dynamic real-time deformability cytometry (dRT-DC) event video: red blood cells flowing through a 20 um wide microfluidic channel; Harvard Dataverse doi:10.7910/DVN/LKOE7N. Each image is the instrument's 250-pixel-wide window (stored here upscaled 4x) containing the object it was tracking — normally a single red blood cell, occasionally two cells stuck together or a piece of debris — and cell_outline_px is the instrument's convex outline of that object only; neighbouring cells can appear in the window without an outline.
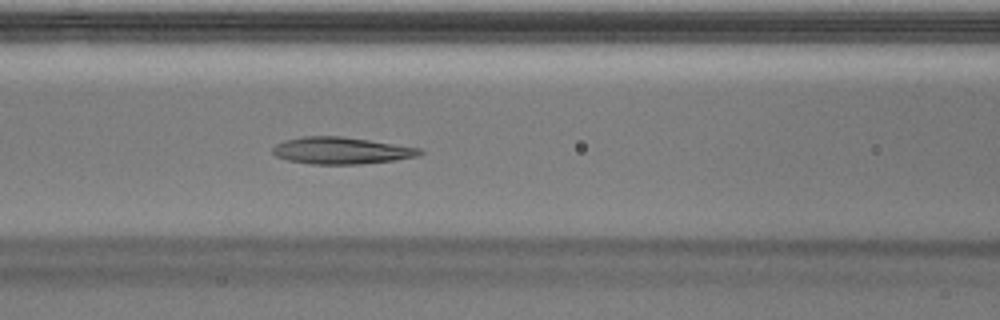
{"species": "Egyptian fruit bat (a non-hibernating species)", "species_latin": "Rousettus aegyptiacus", "temperature_condition": "warm", "stored_images_in_passage": 49, "camera_frame_rate_fps": 3000, "um_per_image_px": 0.085, "animal": {"sex": "male"}, "frame": {"image": 1, "passage_image": 20, "time_ms": 6.333, "image_size_px": [1000, 320], "cell_outline_px": [[424, 152], [416, 156], [392, 160], [360, 164], [312, 164], [288, 160], [276, 156], [272, 152], [272, 148], [276, 144], [284, 140], [304, 136], [340, 136], [368, 140], [420, 148]], "centroid_in_image_um": [28.96, 12.79], "position_along_channel_um": 137.6, "area_um2": 22.77}}
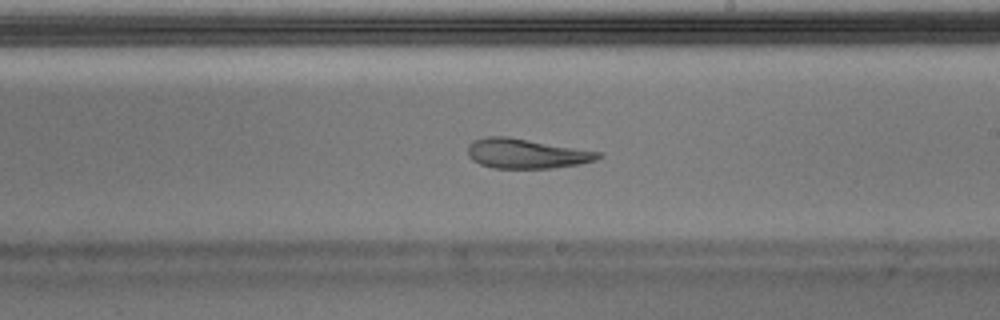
{"frame": {"image": 2, "passage_image": 28, "time_ms": 9.0, "image_size_px": [1000, 320], "cell_outline_px": [[600, 156], [596, 160], [580, 164], [552, 168], [492, 168], [480, 164], [472, 160], [468, 156], [468, 144], [472, 140], [488, 136], [508, 136], [600, 152]], "centroid_in_image_um": [44.68, 13.05], "position_along_channel_um": 244.3, "area_um2": 22.6}}
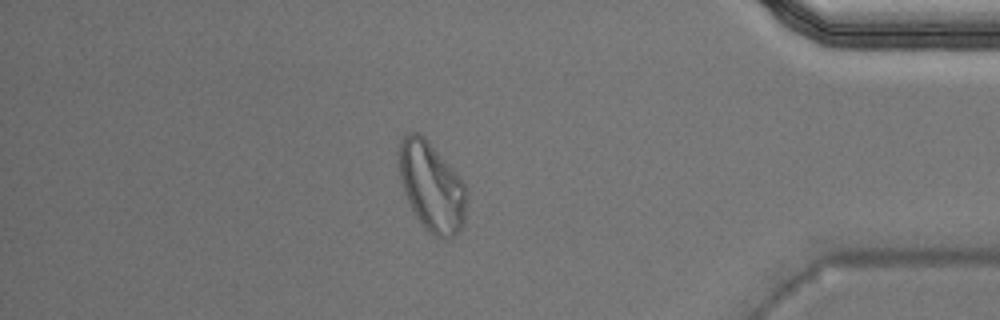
{"frame": {"image": 3, "passage_image": 42, "time_ms": 13.667, "image_size_px": [1000, 320], "cell_outline_px": [[468, 196], [464, 224], [460, 232], [452, 240], [444, 240], [436, 236], [424, 228], [416, 216], [400, 184], [400, 144], [404, 136], [408, 132], [420, 132], [428, 140], [460, 176], [468, 192]], "centroid_in_image_um": [36.74, 15.91], "position_along_channel_um": 398.5, "area_um2": 35.6}, "authors_computed_cell_mechanics": {"area_um2": 24.4494, "velocity_mm_per_s": 4.0042, "shape_relaxation_time_tau1_ms": null, "shape_relaxation_time_tau2_ms": 2.0793, "deformation_change_tau1": null, "deformation_change_tau2": 0.1086}}